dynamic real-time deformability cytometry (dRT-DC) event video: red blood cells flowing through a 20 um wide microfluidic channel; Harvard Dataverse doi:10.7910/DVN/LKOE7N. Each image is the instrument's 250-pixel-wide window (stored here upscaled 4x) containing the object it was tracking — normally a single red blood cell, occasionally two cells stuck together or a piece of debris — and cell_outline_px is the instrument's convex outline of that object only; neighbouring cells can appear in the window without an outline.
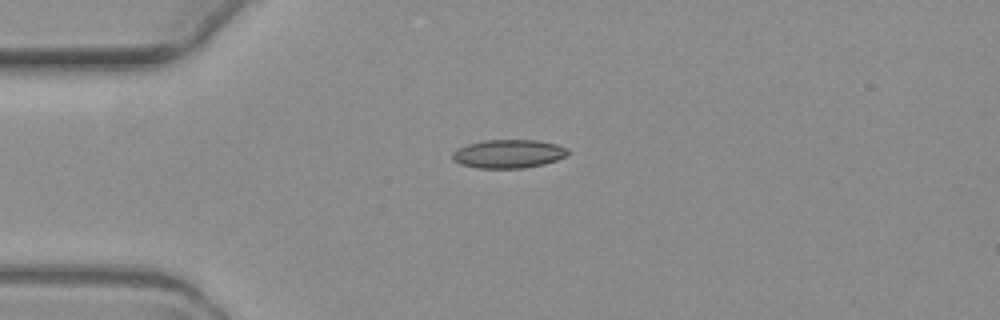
{"species": "common noctule bat (a hibernating species)", "species_latin": "Nyctalus noctula", "temperature_condition": "warm", "stored_images_in_passage": 8, "camera_frame_rate_fps": 3000, "um_per_image_px": 0.085, "animal": {"sex": "female", "body_mass_g": 19.3, "forearm_length_mm": 54.1}, "frame": {"image": 1, "passage_image": 1, "time_ms": 0.0, "image_size_px": [1000, 320], "cell_outline_px": [[568, 152], [564, 156], [556, 160], [544, 164], [524, 168], [476, 168], [460, 164], [452, 160], [452, 152], [468, 144], [484, 140], [536, 140], [556, 144], [568, 148]], "centroid_in_image_um": [43.2, 13.08], "position_along_channel_um": 41.8, "area_um2": 19.13}}
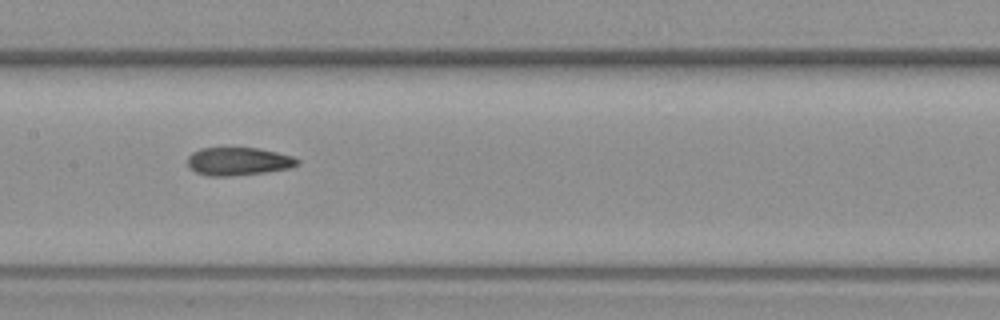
{"frame": {"image": 2, "passage_image": 5, "time_ms": 4.667, "image_size_px": [1000, 320], "cell_outline_px": [[300, 164], [292, 168], [264, 172], [228, 176], [208, 176], [196, 172], [188, 168], [188, 156], [192, 152], [200, 148], [256, 148], [276, 152], [292, 156], [300, 160]], "centroid_in_image_um": [20.26, 13.72], "position_along_channel_um": 187.1, "area_um2": 17.98}}
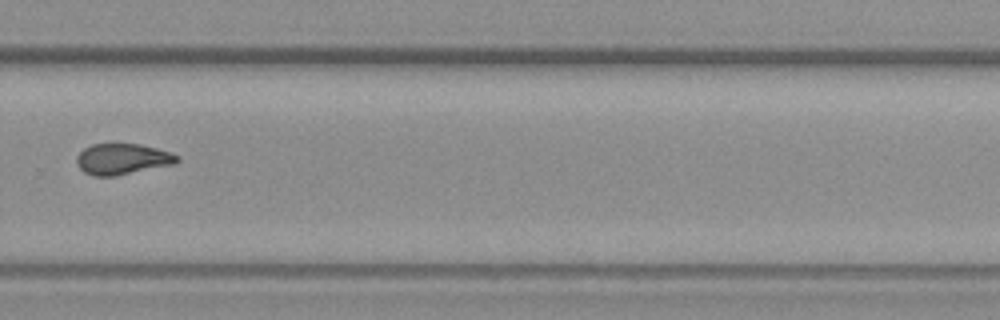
{"frame": {"image": 3, "passage_image": 8, "time_ms": 8.333, "image_size_px": [1000, 320], "cell_outline_px": [[180, 160], [176, 164], [116, 176], [92, 176], [84, 172], [76, 164], [76, 156], [84, 148], [92, 144], [140, 144], [172, 152], [180, 156]], "centroid_in_image_um": [10.43, 13.53], "position_along_channel_um": 319.4, "area_um2": 18.38}}